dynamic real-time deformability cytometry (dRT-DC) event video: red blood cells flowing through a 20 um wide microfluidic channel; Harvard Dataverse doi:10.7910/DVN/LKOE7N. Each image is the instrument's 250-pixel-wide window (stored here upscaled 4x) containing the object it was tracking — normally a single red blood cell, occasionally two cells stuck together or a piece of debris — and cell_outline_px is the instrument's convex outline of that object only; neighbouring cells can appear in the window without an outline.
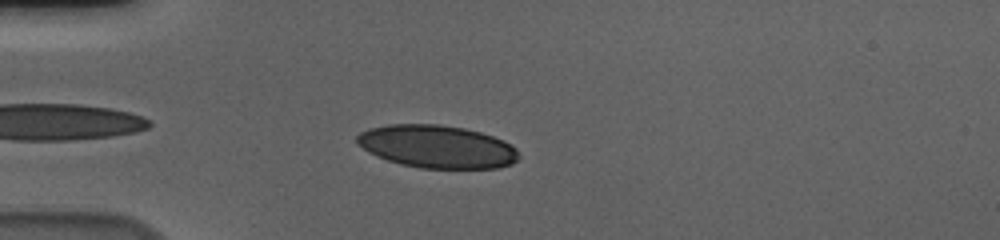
{"species": "human", "species_latin": "Homo sapiens", "temperature_condition": "cold", "stored_images_in_passage": 45, "camera_frame_rate_fps": 3000, "um_per_image_px": 0.085, "donor": {"sex": "male"}, "frame": {"image": 1, "passage_image": 4, "time_ms": 1.0, "image_size_px": [1000, 240], "cell_outline_px": [[520, 156], [512, 164], [496, 168], [420, 168], [400, 164], [376, 156], [368, 152], [356, 144], [356, 136], [360, 132], [368, 128], [388, 124], [436, 124], [464, 128], [480, 132], [504, 140], [512, 144], [516, 148]], "centroid_in_image_um": [37.13, 12.46], "position_along_channel_um": 47.9, "area_um2": 40.63}}
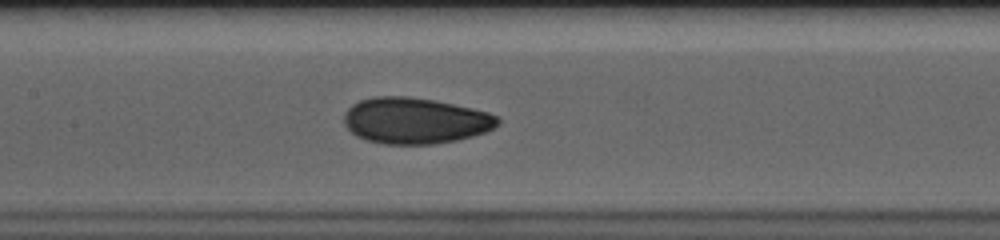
{"frame": {"image": 2, "passage_image": 16, "time_ms": 5.0, "image_size_px": [1000, 240], "cell_outline_px": [[500, 124], [484, 132], [472, 136], [456, 140], [432, 144], [384, 144], [364, 140], [356, 136], [344, 124], [344, 112], [352, 104], [360, 100], [376, 96], [404, 96], [432, 100], [472, 108], [488, 112], [500, 116]], "centroid_in_image_um": [35.27, 10.26], "position_along_channel_um": 172.1, "area_um2": 41.33}}
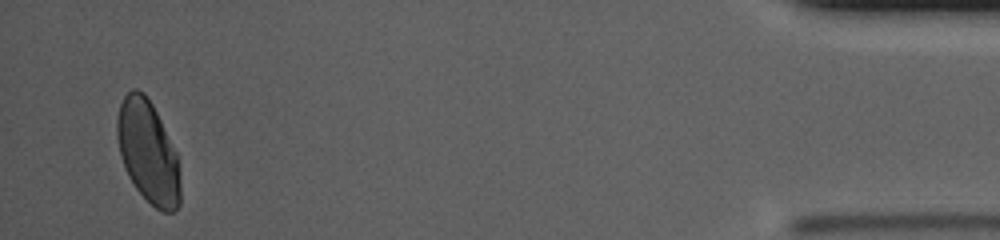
{"frame": {"image": 3, "passage_image": 43, "time_ms": 14.0, "image_size_px": [1000, 240], "cell_outline_px": [[180, 204], [172, 212], [160, 212], [136, 188], [128, 176], [120, 156], [116, 132], [116, 120], [120, 104], [124, 96], [132, 88], [136, 88], [144, 92], [152, 104], [176, 152], [180, 184]], "centroid_in_image_um": [12.56, 12.9], "position_along_channel_um": 422.6, "area_um2": 37.45}, "authors_computed_cell_mechanics": {"area_um2": 40.2288, "velocity_mm_per_s": 3.6266, "shape_relaxation_time_tau1_ms": 5.7606, "shape_relaxation_time_tau2_ms": 1.0329, "deformation_change_tau1": 0.1344, "deformation_change_tau2": 0.0455}}